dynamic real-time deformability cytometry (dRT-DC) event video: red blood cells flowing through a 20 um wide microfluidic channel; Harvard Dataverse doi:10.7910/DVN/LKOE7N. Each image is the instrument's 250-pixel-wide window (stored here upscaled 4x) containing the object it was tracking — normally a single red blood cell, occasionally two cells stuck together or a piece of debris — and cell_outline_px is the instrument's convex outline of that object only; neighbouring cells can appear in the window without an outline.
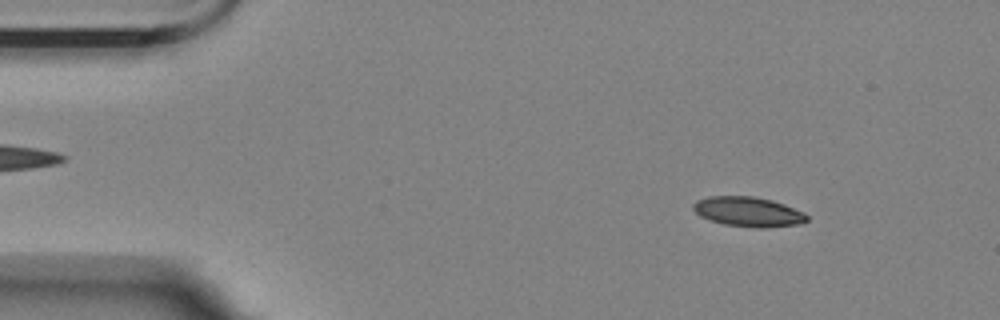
{"species": "Egyptian fruit bat (a non-hibernating species)", "species_latin": "Rousettus aegyptiacus", "temperature_condition": "room temperature", "stored_images_in_passage": 55, "camera_frame_rate_fps": 3000, "um_per_image_px": 0.085, "animal": {"sex": "female"}, "frame": {"image": 1, "passage_image": 6, "time_ms": 1.667, "image_size_px": [1000, 320], "cell_outline_px": [[808, 220], [804, 224], [768, 228], [756, 228], [724, 224], [708, 220], [700, 216], [692, 208], [692, 204], [696, 200], [708, 196], [752, 196], [772, 200], [784, 204], [804, 212], [808, 216]], "centroid_in_image_um": [63.62, 18.01], "position_along_channel_um": 21.4, "area_um2": 20.06}}
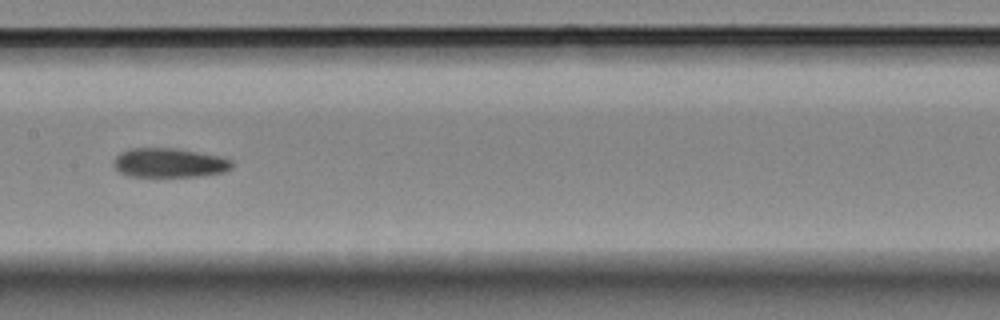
{"frame": {"image": 2, "passage_image": 27, "time_ms": 8.667, "image_size_px": [1000, 320], "cell_outline_px": [[232, 168], [224, 172], [200, 176], [128, 176], [120, 172], [112, 164], [116, 156], [120, 152], [132, 148], [176, 148], [220, 156], [232, 160]], "centroid_in_image_um": [14.39, 13.83], "position_along_channel_um": 193.0, "area_um2": 20.17}}
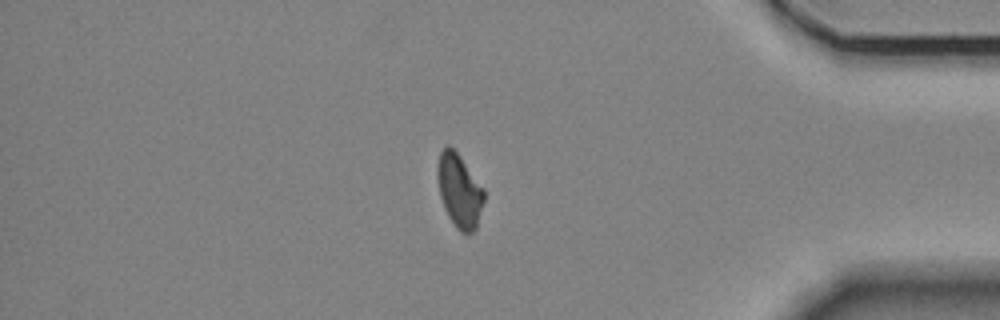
{"frame": {"image": 3, "passage_image": 47, "time_ms": 15.333, "image_size_px": [1000, 320], "cell_outline_px": [[484, 200], [476, 228], [472, 232], [460, 232], [456, 228], [448, 216], [444, 208], [440, 196], [436, 176], [436, 172], [440, 152], [448, 144], [460, 156], [484, 188]], "centroid_in_image_um": [39.03, 16.21], "position_along_channel_um": 396.2, "area_um2": 19.88}, "authors_computed_cell_mechanics": {"area_um2": 20.0566, "velocity_mm_per_s": 3.5023, "shape_relaxation_time_tau1_ms": 10.789, "shape_relaxation_time_tau2_ms": 5.3125, "deformation_change_tau1": 0.218, "deformation_change_tau2": 0.1111}}